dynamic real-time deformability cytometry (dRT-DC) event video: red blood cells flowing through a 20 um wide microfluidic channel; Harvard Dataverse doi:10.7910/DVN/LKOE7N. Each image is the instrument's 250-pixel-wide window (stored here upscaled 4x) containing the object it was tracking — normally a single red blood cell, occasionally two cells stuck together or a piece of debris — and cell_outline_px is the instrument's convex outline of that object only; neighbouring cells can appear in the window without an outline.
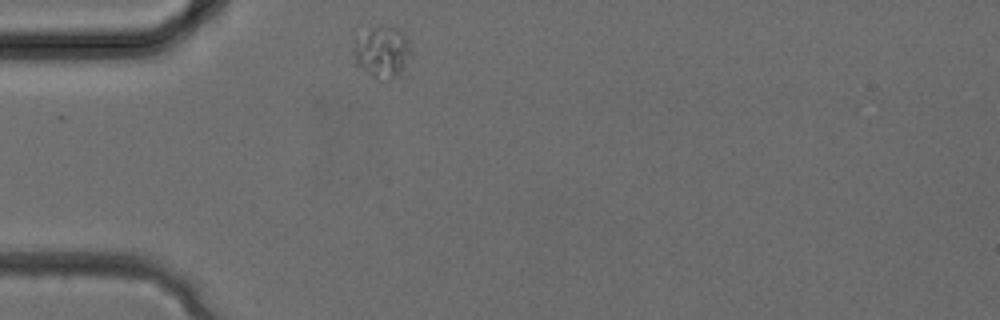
{"species": "common noctule bat (a hibernating species)", "species_latin": "Nyctalus noctula", "temperature_condition": "cold", "stored_images_in_passage": 20, "camera_frame_rate_fps": 3000, "um_per_image_px": 0.085, "animal": {"sex": "female", "body_mass_g": 24.6, "forearm_length_mm": 56.2}, "frame": {"image": 1, "passage_image": 1, "time_ms": 0.0, "image_size_px": [1000, 320], "cell_outline_px": [[412, 52], [396, 76], [388, 80], [376, 80], [352, 64], [356, 48], [368, 32], [372, 28], [388, 24], [400, 28], [408, 36]], "centroid_in_image_um": [32.54, 4.45], "position_along_channel_um": 52.5, "area_um2": 16.99}}
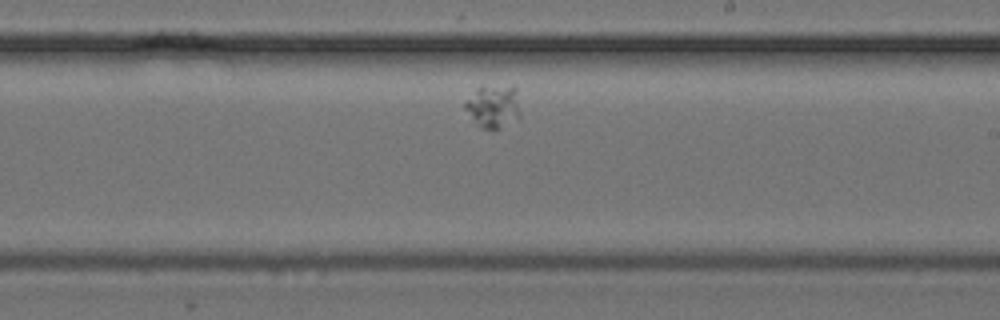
{"frame": {"image": 2, "passage_image": 12, "time_ms": 3.667, "image_size_px": [1000, 320], "cell_outline_px": [[520, 120], [492, 132], [484, 128], [464, 108], [464, 100], [480, 84], [512, 84], [516, 88], [520, 112]], "centroid_in_image_um": [41.97, 8.98], "position_along_channel_um": 247.0, "area_um2": 14.62}}
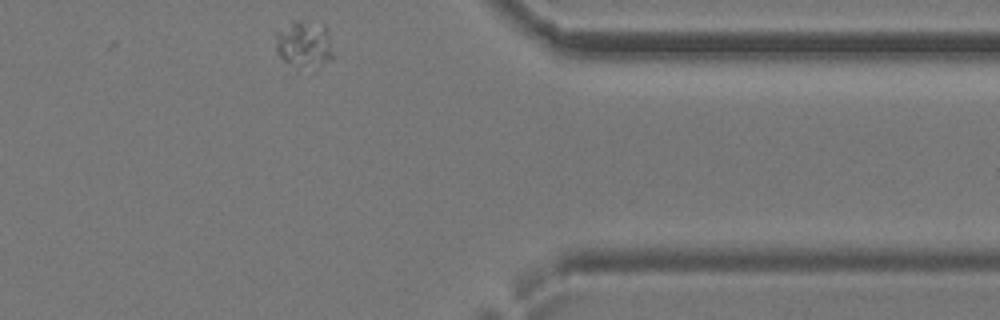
{"frame": {"image": 3, "passage_image": 20, "time_ms": 6.333, "image_size_px": [1000, 320], "cell_outline_px": [[332, 60], [296, 68], [284, 60], [276, 52], [276, 32], [300, 20], [324, 24], [328, 28], [332, 52]], "centroid_in_image_um": [25.86, 3.73], "position_along_channel_um": 385.5, "area_um2": 15.2}}